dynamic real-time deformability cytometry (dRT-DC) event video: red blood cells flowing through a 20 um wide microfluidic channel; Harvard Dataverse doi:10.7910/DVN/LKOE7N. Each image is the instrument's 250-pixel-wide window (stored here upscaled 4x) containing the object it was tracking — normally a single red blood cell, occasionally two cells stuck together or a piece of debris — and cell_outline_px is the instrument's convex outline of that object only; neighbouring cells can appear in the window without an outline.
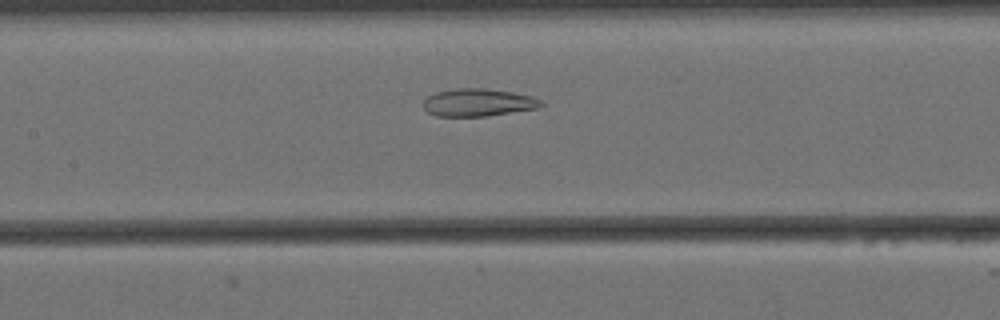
{"species": "Egyptian fruit bat (a non-hibernating species)", "species_latin": "Rousettus aegyptiacus", "temperature_condition": "cold", "stored_images_in_passage": 52, "camera_frame_rate_fps": 3000, "um_per_image_px": 0.085, "animal": {"sex": "female"}, "frame": {"image": 1, "passage_image": 20, "time_ms": 6.333, "image_size_px": [1000, 320], "cell_outline_px": [[544, 104], [540, 108], [484, 116], [436, 116], [428, 112], [424, 108], [424, 100], [428, 96], [436, 92], [456, 88], [484, 88], [512, 92], [532, 96], [540, 100]], "centroid_in_image_um": [40.65, 8.71], "position_along_channel_um": 166.8, "area_um2": 18.9}}
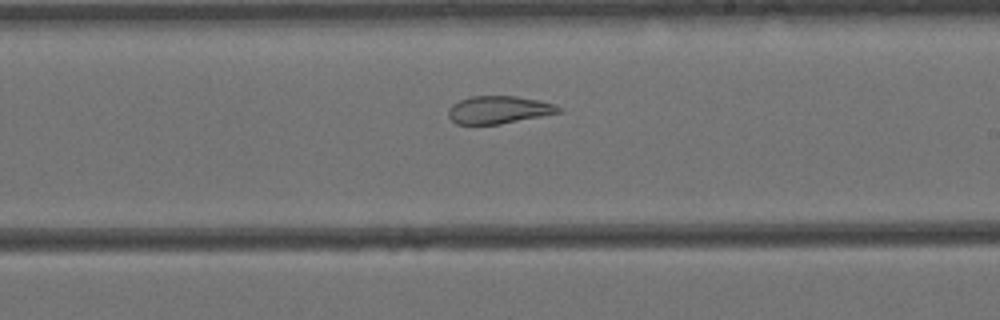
{"frame": {"image": 2, "passage_image": 27, "time_ms": 8.667, "image_size_px": [1000, 320], "cell_outline_px": [[560, 112], [500, 124], [456, 124], [448, 116], [448, 108], [452, 104], [468, 96], [516, 96], [540, 100], [556, 104], [560, 108]], "centroid_in_image_um": [42.36, 9.32], "position_along_channel_um": 246.6, "area_um2": 17.74}}
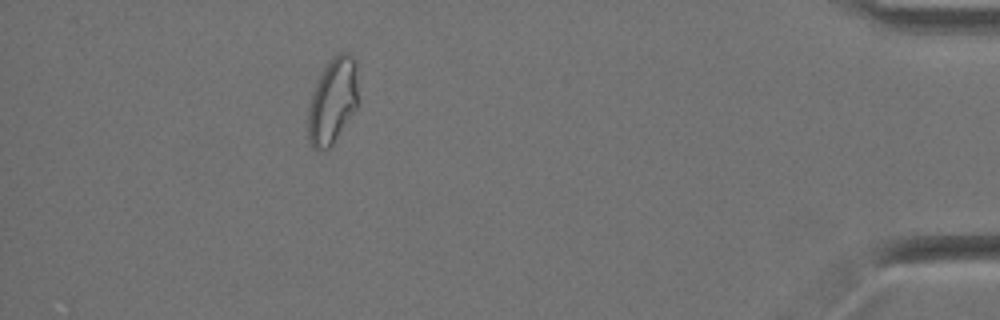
{"frame": {"image": 3, "passage_image": 46, "time_ms": 15.0, "image_size_px": [1000, 320], "cell_outline_px": [[356, 108], [332, 144], [328, 148], [316, 152], [312, 148], [308, 140], [308, 108], [312, 92], [328, 60], [336, 52], [348, 52], [356, 60]], "centroid_in_image_um": [28.24, 8.57], "position_along_channel_um": 407.0, "area_um2": 24.91}, "authors_computed_cell_mechanics": {"area_um2": 23.12, "velocity_mm_per_s": 3.4451, "shape_relaxation_time_tau1_ms": null, "shape_relaxation_time_tau2_ms": 2.8455, "deformation_change_tau1": null, "deformation_change_tau2": 0.105}}